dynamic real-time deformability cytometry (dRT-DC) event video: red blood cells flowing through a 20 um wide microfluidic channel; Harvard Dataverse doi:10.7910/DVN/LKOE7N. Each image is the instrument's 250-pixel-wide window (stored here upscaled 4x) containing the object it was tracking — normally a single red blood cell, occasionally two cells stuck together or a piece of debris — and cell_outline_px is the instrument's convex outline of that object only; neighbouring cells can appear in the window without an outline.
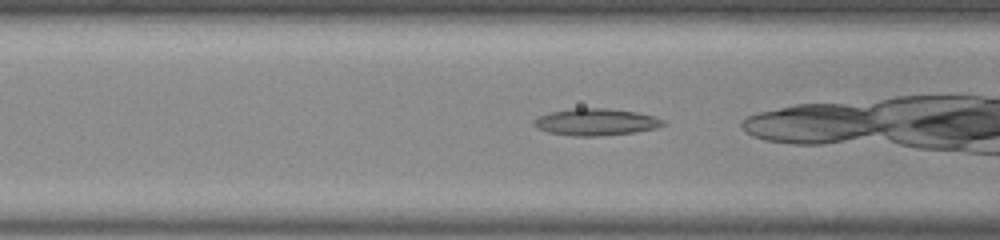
{"species": "common noctule bat (a hibernating species)", "species_latin": "Nyctalus noctula", "temperature_condition": "room temperature", "stored_images_in_passage": 52, "camera_frame_rate_fps": 3000, "um_per_image_px": 0.085, "animal": {"sex": "male", "body_mass_g": 20.0, "forearm_length_mm": 53.3}, "frame": {"image": 1, "passage_image": 20, "time_ms": 6.333, "image_size_px": [1000, 240], "cell_outline_px": [[664, 124], [656, 128], [636, 132], [600, 136], [572, 136], [548, 132], [536, 128], [532, 124], [532, 120], [548, 112], [572, 108], [604, 108], [636, 112], [652, 116], [664, 120]], "centroid_in_image_um": [50.59, 10.37], "position_along_channel_um": 116.0, "area_um2": 20.29}}
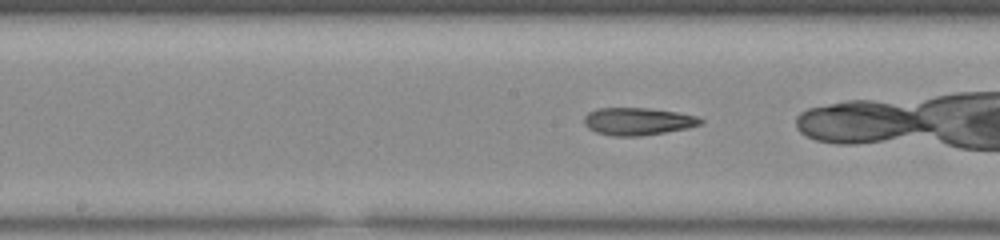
{"frame": {"image": 2, "passage_image": 26, "time_ms": 8.333, "image_size_px": [1000, 240], "cell_outline_px": [[704, 124], [688, 128], [640, 136], [612, 136], [596, 132], [588, 128], [584, 124], [584, 116], [588, 112], [596, 108], [648, 108], [676, 112], [696, 116], [704, 120]], "centroid_in_image_um": [54.21, 10.31], "position_along_channel_um": 194.0, "area_um2": 18.73}}
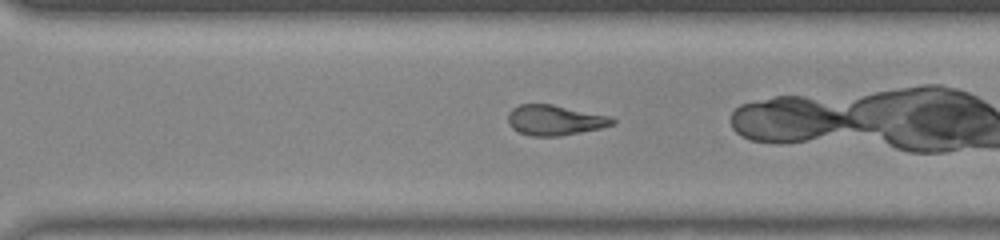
{"frame": {"image": 3, "passage_image": 36, "time_ms": 11.667, "image_size_px": [1000, 240], "cell_outline_px": [[616, 124], [600, 128], [560, 136], [532, 136], [520, 132], [512, 128], [508, 124], [508, 112], [512, 108], [520, 104], [552, 104], [612, 116], [616, 120]], "centroid_in_image_um": [47.18, 10.2], "position_along_channel_um": 323.4, "area_um2": 18.55}, "authors_computed_cell_mechanics": {"area_um2": 19.8254, "velocity_mm_per_s": 3.8954, "shape_relaxation_time_tau1_ms": null, "shape_relaxation_time_tau2_ms": 2.795, "deformation_change_tau1": null, "deformation_change_tau2": 0.1157}}